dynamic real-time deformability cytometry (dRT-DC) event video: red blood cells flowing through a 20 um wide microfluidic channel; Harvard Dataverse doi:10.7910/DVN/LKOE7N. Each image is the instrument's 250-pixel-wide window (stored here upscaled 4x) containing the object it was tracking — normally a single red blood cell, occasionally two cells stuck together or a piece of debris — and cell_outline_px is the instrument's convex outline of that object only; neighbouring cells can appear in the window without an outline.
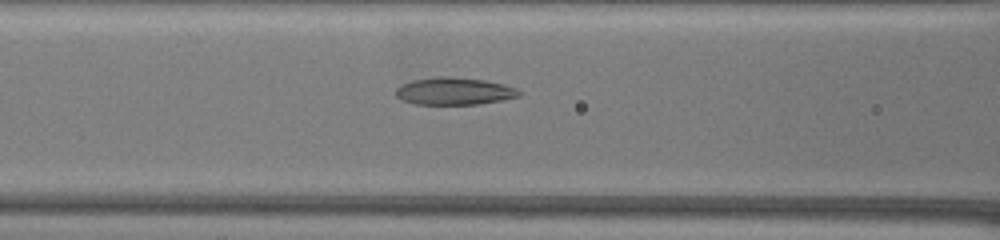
{"species": "common noctule bat (a hibernating species)", "species_latin": "Nyctalus noctula", "temperature_condition": "warm", "stored_images_in_passage": 72, "camera_frame_rate_fps": 3000, "um_per_image_px": 0.085, "animal": {"sex": "female", "body_mass_g": 19.5, "forearm_length_mm": 54.1}, "frame": {"image": 1, "passage_image": 34, "time_ms": 11.0, "image_size_px": [1000, 240], "cell_outline_px": [[520, 96], [504, 100], [476, 104], [412, 104], [400, 100], [396, 96], [396, 88], [400, 84], [412, 80], [436, 76], [448, 76], [484, 80], [504, 84], [516, 88], [520, 92]], "centroid_in_image_um": [38.57, 7.75], "position_along_channel_um": 128.0, "area_um2": 19.83}}
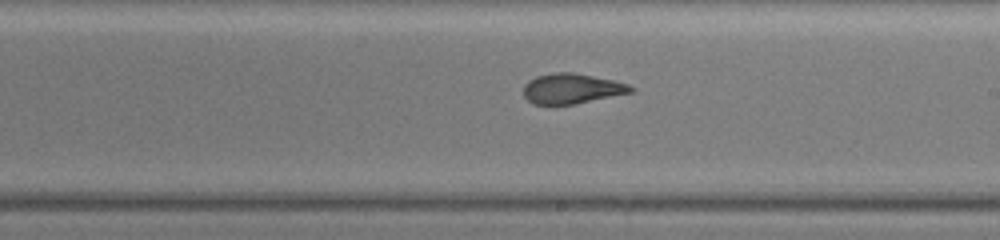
{"frame": {"image": 2, "passage_image": 45, "time_ms": 14.667, "image_size_px": [1000, 240], "cell_outline_px": [[636, 88], [632, 92], [576, 104], [552, 108], [532, 104], [524, 96], [524, 84], [528, 80], [536, 76], [556, 72], [572, 72], [612, 80], [628, 84]], "centroid_in_image_um": [48.53, 7.58], "position_along_channel_um": 240.5, "area_um2": 19.42}}
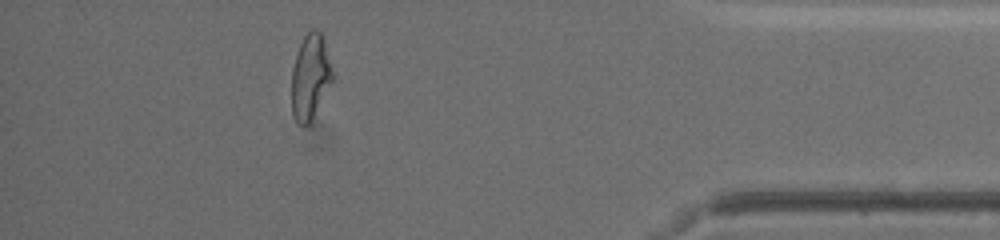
{"frame": {"image": 3, "passage_image": 65, "time_ms": 21.333, "image_size_px": [1000, 240], "cell_outline_px": [[336, 76], [308, 124], [300, 124], [296, 120], [292, 112], [292, 68], [300, 44], [304, 36], [312, 28], [320, 32], [324, 36]], "centroid_in_image_um": [26.42, 6.46], "position_along_channel_um": 408.8, "area_um2": 20.46}, "authors_computed_cell_mechanics": {"area_um2": 21.2704, "velocity_mm_per_s": 3.0651, "shape_relaxation_time_tau1_ms": null, "shape_relaxation_time_tau2_ms": 1.9786, "deformation_change_tau1": null, "deformation_change_tau2": 0.0874}}